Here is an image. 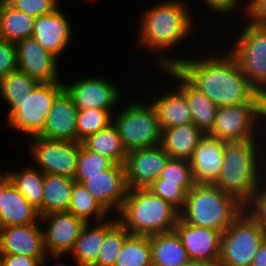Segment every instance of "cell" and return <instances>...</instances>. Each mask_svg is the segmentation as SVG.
<instances>
[{
	"label": "cell",
	"mask_w": 266,
	"mask_h": 266,
	"mask_svg": "<svg viewBox=\"0 0 266 266\" xmlns=\"http://www.w3.org/2000/svg\"><path fill=\"white\" fill-rule=\"evenodd\" d=\"M221 52L223 55L218 57L208 54L197 59L180 58L174 67L217 107L260 104L255 86L244 76L236 59L228 50Z\"/></svg>",
	"instance_id": "6da1fadb"
},
{
	"label": "cell",
	"mask_w": 266,
	"mask_h": 266,
	"mask_svg": "<svg viewBox=\"0 0 266 266\" xmlns=\"http://www.w3.org/2000/svg\"><path fill=\"white\" fill-rule=\"evenodd\" d=\"M147 9L138 24L140 28L137 33L140 34L136 46L149 48L155 53L158 69L175 66L179 58L173 56L172 59L165 52L190 36L194 26L192 14H189L190 7L184 0H165Z\"/></svg>",
	"instance_id": "7a4b0ae2"
},
{
	"label": "cell",
	"mask_w": 266,
	"mask_h": 266,
	"mask_svg": "<svg viewBox=\"0 0 266 266\" xmlns=\"http://www.w3.org/2000/svg\"><path fill=\"white\" fill-rule=\"evenodd\" d=\"M261 139L263 138L243 142H225L222 170L213 183L234 196L245 207L253 201L255 193L266 177V168L261 172L266 166V164L263 165V161L266 160L263 153L266 147L263 148V145L266 144H262Z\"/></svg>",
	"instance_id": "3957f363"
},
{
	"label": "cell",
	"mask_w": 266,
	"mask_h": 266,
	"mask_svg": "<svg viewBox=\"0 0 266 266\" xmlns=\"http://www.w3.org/2000/svg\"><path fill=\"white\" fill-rule=\"evenodd\" d=\"M118 217L131 234L150 236L174 230L180 212L148 188H129Z\"/></svg>",
	"instance_id": "277c9868"
},
{
	"label": "cell",
	"mask_w": 266,
	"mask_h": 266,
	"mask_svg": "<svg viewBox=\"0 0 266 266\" xmlns=\"http://www.w3.org/2000/svg\"><path fill=\"white\" fill-rule=\"evenodd\" d=\"M246 207L210 183H196L187 192L180 219L187 224L224 232Z\"/></svg>",
	"instance_id": "5b68a950"
},
{
	"label": "cell",
	"mask_w": 266,
	"mask_h": 266,
	"mask_svg": "<svg viewBox=\"0 0 266 266\" xmlns=\"http://www.w3.org/2000/svg\"><path fill=\"white\" fill-rule=\"evenodd\" d=\"M265 238V227L244 209L221 235L217 266H251Z\"/></svg>",
	"instance_id": "8992f818"
},
{
	"label": "cell",
	"mask_w": 266,
	"mask_h": 266,
	"mask_svg": "<svg viewBox=\"0 0 266 266\" xmlns=\"http://www.w3.org/2000/svg\"><path fill=\"white\" fill-rule=\"evenodd\" d=\"M112 123L127 152L161 143V126L150 103L134 102L125 106L119 114L113 115Z\"/></svg>",
	"instance_id": "52a82bcc"
},
{
	"label": "cell",
	"mask_w": 266,
	"mask_h": 266,
	"mask_svg": "<svg viewBox=\"0 0 266 266\" xmlns=\"http://www.w3.org/2000/svg\"><path fill=\"white\" fill-rule=\"evenodd\" d=\"M265 119L266 110L260 104L219 107L214 126L208 134L225 142H243L256 137L262 138V131L266 132V127L262 128L263 125L266 126ZM259 127L263 129H259L260 132Z\"/></svg>",
	"instance_id": "ba28073f"
},
{
	"label": "cell",
	"mask_w": 266,
	"mask_h": 266,
	"mask_svg": "<svg viewBox=\"0 0 266 266\" xmlns=\"http://www.w3.org/2000/svg\"><path fill=\"white\" fill-rule=\"evenodd\" d=\"M63 90V82L38 83L32 93L7 114L10 128L29 138L38 136L43 131L54 100Z\"/></svg>",
	"instance_id": "9c48e42d"
},
{
	"label": "cell",
	"mask_w": 266,
	"mask_h": 266,
	"mask_svg": "<svg viewBox=\"0 0 266 266\" xmlns=\"http://www.w3.org/2000/svg\"><path fill=\"white\" fill-rule=\"evenodd\" d=\"M247 23L229 52L244 76L256 87L266 76V26Z\"/></svg>",
	"instance_id": "30bf717a"
},
{
	"label": "cell",
	"mask_w": 266,
	"mask_h": 266,
	"mask_svg": "<svg viewBox=\"0 0 266 266\" xmlns=\"http://www.w3.org/2000/svg\"><path fill=\"white\" fill-rule=\"evenodd\" d=\"M29 152L44 174H57L74 179L82 142L49 140L40 136L28 139ZM31 147V148H30Z\"/></svg>",
	"instance_id": "8fae6325"
},
{
	"label": "cell",
	"mask_w": 266,
	"mask_h": 266,
	"mask_svg": "<svg viewBox=\"0 0 266 266\" xmlns=\"http://www.w3.org/2000/svg\"><path fill=\"white\" fill-rule=\"evenodd\" d=\"M64 90L71 97L78 110L103 109L113 115V109L120 103L121 93L113 84L103 77L79 78L72 84L63 82Z\"/></svg>",
	"instance_id": "7c38bea8"
},
{
	"label": "cell",
	"mask_w": 266,
	"mask_h": 266,
	"mask_svg": "<svg viewBox=\"0 0 266 266\" xmlns=\"http://www.w3.org/2000/svg\"><path fill=\"white\" fill-rule=\"evenodd\" d=\"M75 182L81 183L91 195L110 213L119 211L127 196L124 164H113L108 170L95 176H75Z\"/></svg>",
	"instance_id": "4fadbf2b"
},
{
	"label": "cell",
	"mask_w": 266,
	"mask_h": 266,
	"mask_svg": "<svg viewBox=\"0 0 266 266\" xmlns=\"http://www.w3.org/2000/svg\"><path fill=\"white\" fill-rule=\"evenodd\" d=\"M44 221L48 223L46 230L42 227L44 248L46 254L56 260L70 253L86 224L68 211L41 216L40 222Z\"/></svg>",
	"instance_id": "5bb4252c"
},
{
	"label": "cell",
	"mask_w": 266,
	"mask_h": 266,
	"mask_svg": "<svg viewBox=\"0 0 266 266\" xmlns=\"http://www.w3.org/2000/svg\"><path fill=\"white\" fill-rule=\"evenodd\" d=\"M170 158L161 145L129 151L124 162L128 189L150 186Z\"/></svg>",
	"instance_id": "9a60e30c"
},
{
	"label": "cell",
	"mask_w": 266,
	"mask_h": 266,
	"mask_svg": "<svg viewBox=\"0 0 266 266\" xmlns=\"http://www.w3.org/2000/svg\"><path fill=\"white\" fill-rule=\"evenodd\" d=\"M17 69L39 83L62 82L59 80L58 57L45 50L33 37L15 43Z\"/></svg>",
	"instance_id": "2e32d148"
},
{
	"label": "cell",
	"mask_w": 266,
	"mask_h": 266,
	"mask_svg": "<svg viewBox=\"0 0 266 266\" xmlns=\"http://www.w3.org/2000/svg\"><path fill=\"white\" fill-rule=\"evenodd\" d=\"M174 230L181 239L190 260L210 262L218 265L222 232L190 225L180 218Z\"/></svg>",
	"instance_id": "e0dca14e"
},
{
	"label": "cell",
	"mask_w": 266,
	"mask_h": 266,
	"mask_svg": "<svg viewBox=\"0 0 266 266\" xmlns=\"http://www.w3.org/2000/svg\"><path fill=\"white\" fill-rule=\"evenodd\" d=\"M60 8L47 15L35 17L32 36L45 50L58 58L67 50L73 36L71 22Z\"/></svg>",
	"instance_id": "ac0fdd59"
},
{
	"label": "cell",
	"mask_w": 266,
	"mask_h": 266,
	"mask_svg": "<svg viewBox=\"0 0 266 266\" xmlns=\"http://www.w3.org/2000/svg\"><path fill=\"white\" fill-rule=\"evenodd\" d=\"M40 223V224H39ZM43 223L0 227V254L44 257Z\"/></svg>",
	"instance_id": "d6986e66"
},
{
	"label": "cell",
	"mask_w": 266,
	"mask_h": 266,
	"mask_svg": "<svg viewBox=\"0 0 266 266\" xmlns=\"http://www.w3.org/2000/svg\"><path fill=\"white\" fill-rule=\"evenodd\" d=\"M225 141L204 134L189 159L195 183L213 184L223 166Z\"/></svg>",
	"instance_id": "ffe728a7"
},
{
	"label": "cell",
	"mask_w": 266,
	"mask_h": 266,
	"mask_svg": "<svg viewBox=\"0 0 266 266\" xmlns=\"http://www.w3.org/2000/svg\"><path fill=\"white\" fill-rule=\"evenodd\" d=\"M77 113L71 97L63 90L54 100L43 131L38 136L49 140L77 141Z\"/></svg>",
	"instance_id": "44dd1931"
},
{
	"label": "cell",
	"mask_w": 266,
	"mask_h": 266,
	"mask_svg": "<svg viewBox=\"0 0 266 266\" xmlns=\"http://www.w3.org/2000/svg\"><path fill=\"white\" fill-rule=\"evenodd\" d=\"M163 71L176 79L177 87L185 94L192 113L193 124L204 134L214 126L218 108L203 92L195 88L174 66Z\"/></svg>",
	"instance_id": "7402d4cb"
},
{
	"label": "cell",
	"mask_w": 266,
	"mask_h": 266,
	"mask_svg": "<svg viewBox=\"0 0 266 266\" xmlns=\"http://www.w3.org/2000/svg\"><path fill=\"white\" fill-rule=\"evenodd\" d=\"M40 221L38 210L10 181L0 201V227L28 225Z\"/></svg>",
	"instance_id": "603a6c76"
},
{
	"label": "cell",
	"mask_w": 266,
	"mask_h": 266,
	"mask_svg": "<svg viewBox=\"0 0 266 266\" xmlns=\"http://www.w3.org/2000/svg\"><path fill=\"white\" fill-rule=\"evenodd\" d=\"M171 91H164L161 96L156 97L151 105L156 111L161 130L169 127L193 123L192 113L185 94L175 86ZM166 92V93H165Z\"/></svg>",
	"instance_id": "cb8c5ba5"
},
{
	"label": "cell",
	"mask_w": 266,
	"mask_h": 266,
	"mask_svg": "<svg viewBox=\"0 0 266 266\" xmlns=\"http://www.w3.org/2000/svg\"><path fill=\"white\" fill-rule=\"evenodd\" d=\"M204 133L193 123L162 129L161 147L171 158L189 160Z\"/></svg>",
	"instance_id": "d4e9b609"
},
{
	"label": "cell",
	"mask_w": 266,
	"mask_h": 266,
	"mask_svg": "<svg viewBox=\"0 0 266 266\" xmlns=\"http://www.w3.org/2000/svg\"><path fill=\"white\" fill-rule=\"evenodd\" d=\"M152 266H181L190 260L175 230L150 235Z\"/></svg>",
	"instance_id": "484cf974"
},
{
	"label": "cell",
	"mask_w": 266,
	"mask_h": 266,
	"mask_svg": "<svg viewBox=\"0 0 266 266\" xmlns=\"http://www.w3.org/2000/svg\"><path fill=\"white\" fill-rule=\"evenodd\" d=\"M93 226L91 227V223L84 225L69 253V256H73L76 266H93L97 262L105 239V220L95 222Z\"/></svg>",
	"instance_id": "4316f807"
},
{
	"label": "cell",
	"mask_w": 266,
	"mask_h": 266,
	"mask_svg": "<svg viewBox=\"0 0 266 266\" xmlns=\"http://www.w3.org/2000/svg\"><path fill=\"white\" fill-rule=\"evenodd\" d=\"M75 180L57 174H44L42 216L67 211Z\"/></svg>",
	"instance_id": "83f0119b"
},
{
	"label": "cell",
	"mask_w": 266,
	"mask_h": 266,
	"mask_svg": "<svg viewBox=\"0 0 266 266\" xmlns=\"http://www.w3.org/2000/svg\"><path fill=\"white\" fill-rule=\"evenodd\" d=\"M35 18L15 9L6 0L0 3V38L16 43L33 36Z\"/></svg>",
	"instance_id": "f1b7e54d"
},
{
	"label": "cell",
	"mask_w": 266,
	"mask_h": 266,
	"mask_svg": "<svg viewBox=\"0 0 266 266\" xmlns=\"http://www.w3.org/2000/svg\"><path fill=\"white\" fill-rule=\"evenodd\" d=\"M82 145L90 151L109 158L114 164H124L128 154L113 123L88 136L82 141Z\"/></svg>",
	"instance_id": "f546056e"
},
{
	"label": "cell",
	"mask_w": 266,
	"mask_h": 266,
	"mask_svg": "<svg viewBox=\"0 0 266 266\" xmlns=\"http://www.w3.org/2000/svg\"><path fill=\"white\" fill-rule=\"evenodd\" d=\"M7 176L17 190L32 204L42 216V200L44 191V173L35 167L29 166L22 171H6Z\"/></svg>",
	"instance_id": "4dcf8cb0"
},
{
	"label": "cell",
	"mask_w": 266,
	"mask_h": 266,
	"mask_svg": "<svg viewBox=\"0 0 266 266\" xmlns=\"http://www.w3.org/2000/svg\"><path fill=\"white\" fill-rule=\"evenodd\" d=\"M85 223L108 219L109 213L81 183L74 182L71 191V200L67 210ZM93 217V218H92ZM91 219V220H90Z\"/></svg>",
	"instance_id": "1f68e13d"
},
{
	"label": "cell",
	"mask_w": 266,
	"mask_h": 266,
	"mask_svg": "<svg viewBox=\"0 0 266 266\" xmlns=\"http://www.w3.org/2000/svg\"><path fill=\"white\" fill-rule=\"evenodd\" d=\"M39 82L20 70L10 72L0 79V98L8 105L9 114L20 102L29 96Z\"/></svg>",
	"instance_id": "d6a6232c"
},
{
	"label": "cell",
	"mask_w": 266,
	"mask_h": 266,
	"mask_svg": "<svg viewBox=\"0 0 266 266\" xmlns=\"http://www.w3.org/2000/svg\"><path fill=\"white\" fill-rule=\"evenodd\" d=\"M130 234L117 217L106 219L105 239L99 250L97 262L93 266H114L123 243Z\"/></svg>",
	"instance_id": "836d02e7"
},
{
	"label": "cell",
	"mask_w": 266,
	"mask_h": 266,
	"mask_svg": "<svg viewBox=\"0 0 266 266\" xmlns=\"http://www.w3.org/2000/svg\"><path fill=\"white\" fill-rule=\"evenodd\" d=\"M114 266H152L150 236L130 234L123 243Z\"/></svg>",
	"instance_id": "e575fe53"
},
{
	"label": "cell",
	"mask_w": 266,
	"mask_h": 266,
	"mask_svg": "<svg viewBox=\"0 0 266 266\" xmlns=\"http://www.w3.org/2000/svg\"><path fill=\"white\" fill-rule=\"evenodd\" d=\"M113 115L103 109L78 110L77 113V141L82 142L88 136L105 129L112 123Z\"/></svg>",
	"instance_id": "d590c367"
},
{
	"label": "cell",
	"mask_w": 266,
	"mask_h": 266,
	"mask_svg": "<svg viewBox=\"0 0 266 266\" xmlns=\"http://www.w3.org/2000/svg\"><path fill=\"white\" fill-rule=\"evenodd\" d=\"M158 179H164V182L176 183L189 192L196 184L189 160L170 158L162 169Z\"/></svg>",
	"instance_id": "8d00e7d4"
},
{
	"label": "cell",
	"mask_w": 266,
	"mask_h": 266,
	"mask_svg": "<svg viewBox=\"0 0 266 266\" xmlns=\"http://www.w3.org/2000/svg\"><path fill=\"white\" fill-rule=\"evenodd\" d=\"M114 163L107 157L86 149H79L75 176H95L108 170Z\"/></svg>",
	"instance_id": "74e56055"
},
{
	"label": "cell",
	"mask_w": 266,
	"mask_h": 266,
	"mask_svg": "<svg viewBox=\"0 0 266 266\" xmlns=\"http://www.w3.org/2000/svg\"><path fill=\"white\" fill-rule=\"evenodd\" d=\"M147 188L161 199L170 203L179 212L183 209L187 191L178 184L164 182V179H157Z\"/></svg>",
	"instance_id": "f35d334b"
},
{
	"label": "cell",
	"mask_w": 266,
	"mask_h": 266,
	"mask_svg": "<svg viewBox=\"0 0 266 266\" xmlns=\"http://www.w3.org/2000/svg\"><path fill=\"white\" fill-rule=\"evenodd\" d=\"M15 9L32 17H39L52 13L60 7L58 0H6Z\"/></svg>",
	"instance_id": "ab89813d"
},
{
	"label": "cell",
	"mask_w": 266,
	"mask_h": 266,
	"mask_svg": "<svg viewBox=\"0 0 266 266\" xmlns=\"http://www.w3.org/2000/svg\"><path fill=\"white\" fill-rule=\"evenodd\" d=\"M17 70L16 46L0 38V79Z\"/></svg>",
	"instance_id": "60d3db41"
},
{
	"label": "cell",
	"mask_w": 266,
	"mask_h": 266,
	"mask_svg": "<svg viewBox=\"0 0 266 266\" xmlns=\"http://www.w3.org/2000/svg\"><path fill=\"white\" fill-rule=\"evenodd\" d=\"M246 208L266 229V177Z\"/></svg>",
	"instance_id": "b9f144b4"
},
{
	"label": "cell",
	"mask_w": 266,
	"mask_h": 266,
	"mask_svg": "<svg viewBox=\"0 0 266 266\" xmlns=\"http://www.w3.org/2000/svg\"><path fill=\"white\" fill-rule=\"evenodd\" d=\"M245 7L250 23L266 26V0H248Z\"/></svg>",
	"instance_id": "7bdbcfd3"
},
{
	"label": "cell",
	"mask_w": 266,
	"mask_h": 266,
	"mask_svg": "<svg viewBox=\"0 0 266 266\" xmlns=\"http://www.w3.org/2000/svg\"><path fill=\"white\" fill-rule=\"evenodd\" d=\"M42 258L17 254H0V266H38Z\"/></svg>",
	"instance_id": "ee69618b"
},
{
	"label": "cell",
	"mask_w": 266,
	"mask_h": 266,
	"mask_svg": "<svg viewBox=\"0 0 266 266\" xmlns=\"http://www.w3.org/2000/svg\"><path fill=\"white\" fill-rule=\"evenodd\" d=\"M203 2L211 9V12L213 11L222 15H228L230 13L229 16L234 11L236 12L242 3L241 0H203Z\"/></svg>",
	"instance_id": "f6af8a7d"
},
{
	"label": "cell",
	"mask_w": 266,
	"mask_h": 266,
	"mask_svg": "<svg viewBox=\"0 0 266 266\" xmlns=\"http://www.w3.org/2000/svg\"><path fill=\"white\" fill-rule=\"evenodd\" d=\"M251 266H266V238L263 240L259 250L255 254Z\"/></svg>",
	"instance_id": "bcb514c9"
},
{
	"label": "cell",
	"mask_w": 266,
	"mask_h": 266,
	"mask_svg": "<svg viewBox=\"0 0 266 266\" xmlns=\"http://www.w3.org/2000/svg\"><path fill=\"white\" fill-rule=\"evenodd\" d=\"M256 98L260 105L266 110V76L265 78L255 87Z\"/></svg>",
	"instance_id": "7dc6e473"
},
{
	"label": "cell",
	"mask_w": 266,
	"mask_h": 266,
	"mask_svg": "<svg viewBox=\"0 0 266 266\" xmlns=\"http://www.w3.org/2000/svg\"><path fill=\"white\" fill-rule=\"evenodd\" d=\"M181 266H217L210 262H204V261H197V260H189L185 264Z\"/></svg>",
	"instance_id": "c3c4849f"
},
{
	"label": "cell",
	"mask_w": 266,
	"mask_h": 266,
	"mask_svg": "<svg viewBox=\"0 0 266 266\" xmlns=\"http://www.w3.org/2000/svg\"><path fill=\"white\" fill-rule=\"evenodd\" d=\"M10 182V179L8 176H6L1 182H0V201L3 196V189L4 187Z\"/></svg>",
	"instance_id": "681fc988"
},
{
	"label": "cell",
	"mask_w": 266,
	"mask_h": 266,
	"mask_svg": "<svg viewBox=\"0 0 266 266\" xmlns=\"http://www.w3.org/2000/svg\"><path fill=\"white\" fill-rule=\"evenodd\" d=\"M48 254H46L39 262V265L38 266H44L46 265V262H47V259H48Z\"/></svg>",
	"instance_id": "f907efd6"
},
{
	"label": "cell",
	"mask_w": 266,
	"mask_h": 266,
	"mask_svg": "<svg viewBox=\"0 0 266 266\" xmlns=\"http://www.w3.org/2000/svg\"><path fill=\"white\" fill-rule=\"evenodd\" d=\"M7 176V172H0V182Z\"/></svg>",
	"instance_id": "816d5d0a"
}]
</instances>
